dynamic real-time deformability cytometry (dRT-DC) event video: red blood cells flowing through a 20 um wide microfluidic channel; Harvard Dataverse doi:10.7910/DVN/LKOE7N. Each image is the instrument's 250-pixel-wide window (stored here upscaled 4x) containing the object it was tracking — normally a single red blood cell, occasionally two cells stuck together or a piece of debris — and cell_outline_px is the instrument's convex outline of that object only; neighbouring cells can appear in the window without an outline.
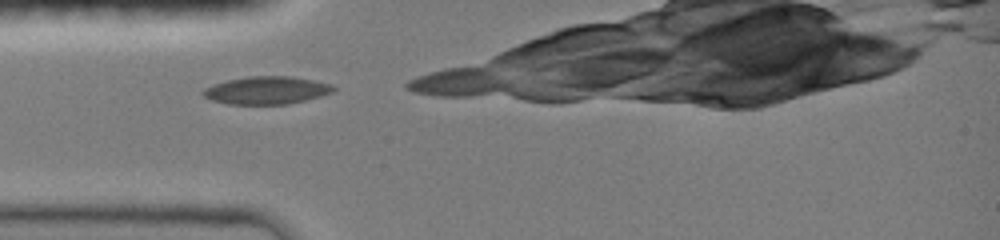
{"species": "common noctule bat (a hibernating species)", "species_latin": "Nyctalus noctula", "temperature_condition": "room temperature", "stored_images_in_passage": 3, "camera_frame_rate_fps": 3000, "um_per_image_px": 0.085, "animal": {"sex": "female", "body_mass_g": 19.0, "forearm_length_mm": 51.5}, "frame": {"image": 1, "passage_image": 1, "time_ms": 0.0, "image_size_px": [1000, 240], "cell_outline_px": [[336, 88], [332, 92], [320, 96], [288, 104], [228, 104], [212, 100], [204, 96], [200, 92], [204, 88], [212, 84], [228, 80], [248, 76], [292, 76], [332, 84]], "centroid_in_image_um": [22.63, 7.67], "position_along_channel_um": 62.4, "area_um2": 21.04}}